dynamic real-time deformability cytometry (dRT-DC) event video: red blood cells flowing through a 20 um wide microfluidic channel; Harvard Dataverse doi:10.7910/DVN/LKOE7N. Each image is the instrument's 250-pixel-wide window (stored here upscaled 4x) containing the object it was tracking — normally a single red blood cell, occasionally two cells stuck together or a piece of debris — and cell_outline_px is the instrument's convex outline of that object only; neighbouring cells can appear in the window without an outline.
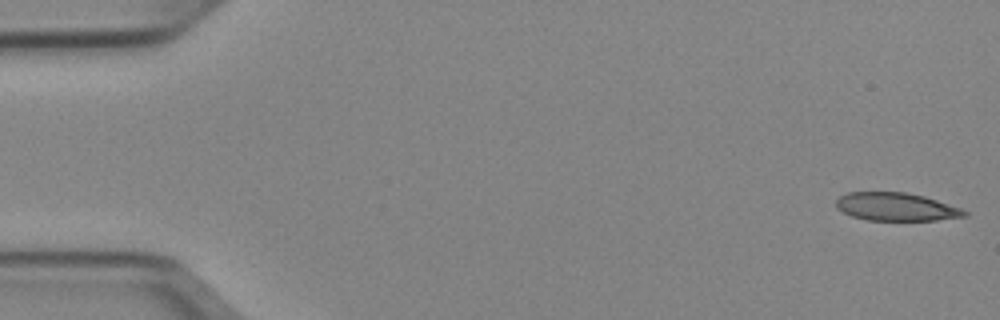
{"species": "Egyptian fruit bat (a non-hibernating species)", "species_latin": "Rousettus aegyptiacus", "temperature_condition": "cold", "stored_images_in_passage": 51, "camera_frame_rate_fps": 3000, "um_per_image_px": 0.085, "animal": {"sex": "female"}, "frame": {"image": 1, "passage_image": 1, "time_ms": 0.0, "image_size_px": [1000, 320], "cell_outline_px": [[968, 216], [936, 220], [868, 220], [852, 216], [836, 208], [836, 200], [840, 196], [848, 192], [904, 192], [924, 196], [960, 208], [968, 212]], "centroid_in_image_um": [76.16, 17.58], "position_along_channel_um": 8.8, "area_um2": 20.87}}
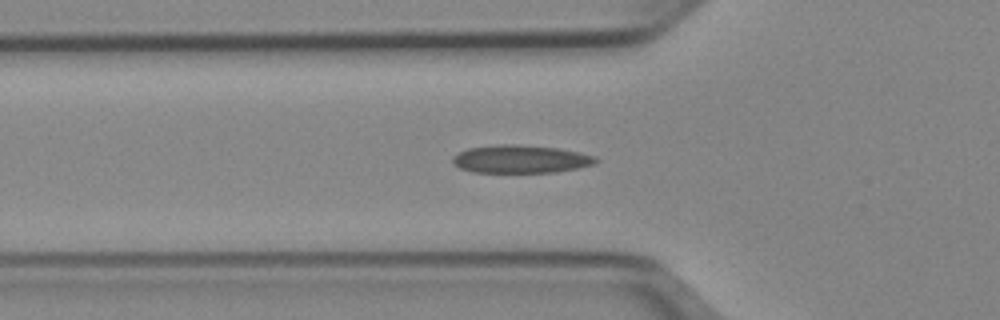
{"frame": {"image": 2, "passage_image": 17, "time_ms": 5.333, "image_size_px": [1000, 320], "cell_outline_px": [[600, 160], [596, 164], [556, 172], [472, 172], [460, 168], [452, 164], [452, 156], [468, 148], [500, 144], [516, 144], [556, 148], [580, 152], [596, 156]], "centroid_in_image_um": [44.26, 13.52], "position_along_channel_um": 81.5, "area_um2": 23.41}}
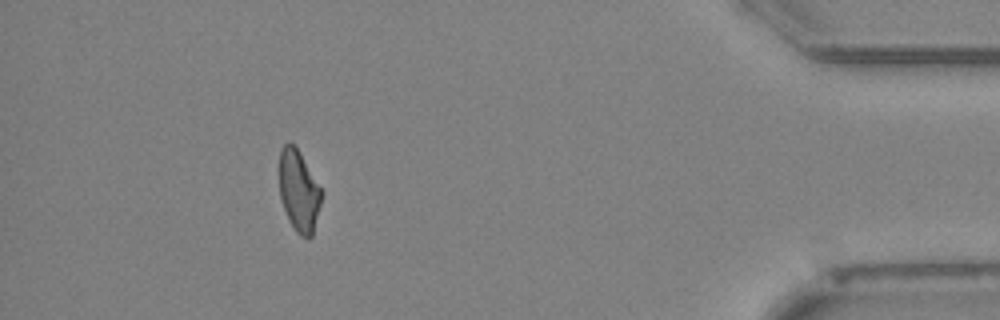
{"frame": {"image": 3, "passage_image": 46, "time_ms": 15.0, "image_size_px": [1000, 320], "cell_outline_px": [[324, 192], [312, 236], [300, 236], [296, 232], [288, 220], [280, 200], [280, 148], [288, 140], [300, 152]], "centroid_in_image_um": [25.41, 16.22], "position_along_channel_um": 409.8, "area_um2": 20.17}, "authors_computed_cell_mechanics": {"area_um2": 22.0796, "velocity_mm_per_s": 3.9664, "shape_relaxation_time_tau1_ms": null, "shape_relaxation_time_tau2_ms": 2.7125, "deformation_change_tau1": null, "deformation_change_tau2": 0.1051}}